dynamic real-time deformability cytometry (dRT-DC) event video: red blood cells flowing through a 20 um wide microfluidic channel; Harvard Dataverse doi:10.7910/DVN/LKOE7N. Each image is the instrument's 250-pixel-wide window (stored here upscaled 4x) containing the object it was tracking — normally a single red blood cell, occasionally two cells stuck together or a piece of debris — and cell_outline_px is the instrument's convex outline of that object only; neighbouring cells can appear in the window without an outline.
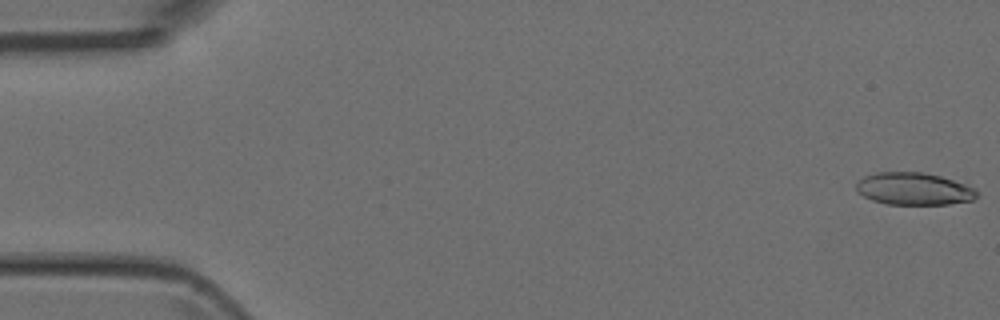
{"species": "Egyptian fruit bat (a non-hibernating species)", "species_latin": "Rousettus aegyptiacus", "temperature_condition": "room temperature", "stored_images_in_passage": 4, "camera_frame_rate_fps": 3000, "um_per_image_px": 0.085, "animal": {"sex": "female"}, "frame": {"image": 1, "passage_image": 1, "time_ms": 0.0, "image_size_px": [1000, 320], "cell_outline_px": [[976, 196], [972, 200], [948, 204], [888, 204], [872, 200], [856, 192], [856, 184], [864, 176], [876, 172], [924, 172], [940, 176], [976, 188]], "centroid_in_image_um": [77.65, 16.04], "position_along_channel_um": 7.4, "area_um2": 22.6}}
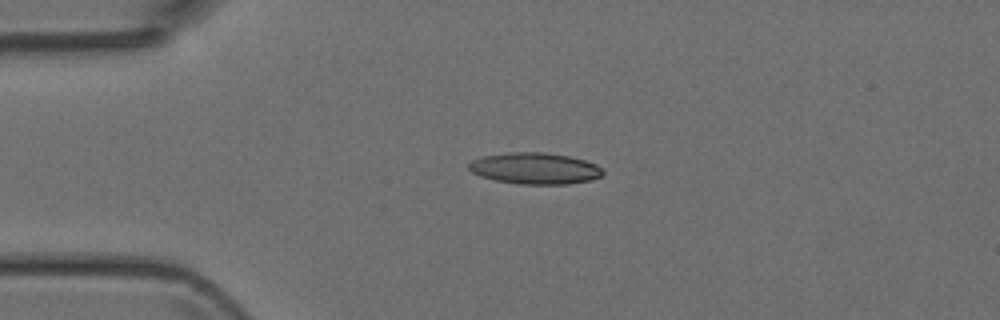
{"frame": {"image": 2, "passage_image": 4, "time_ms": 3.667, "image_size_px": [1000, 320], "cell_outline_px": [[604, 176], [592, 180], [568, 184], [520, 184], [496, 180], [480, 176], [472, 172], [468, 168], [468, 164], [472, 160], [484, 156], [508, 152], [544, 152], [568, 156], [584, 160], [596, 164], [604, 172]], "centroid_in_image_um": [45.49, 14.31], "position_along_channel_um": 39.5, "area_um2": 24.57}}